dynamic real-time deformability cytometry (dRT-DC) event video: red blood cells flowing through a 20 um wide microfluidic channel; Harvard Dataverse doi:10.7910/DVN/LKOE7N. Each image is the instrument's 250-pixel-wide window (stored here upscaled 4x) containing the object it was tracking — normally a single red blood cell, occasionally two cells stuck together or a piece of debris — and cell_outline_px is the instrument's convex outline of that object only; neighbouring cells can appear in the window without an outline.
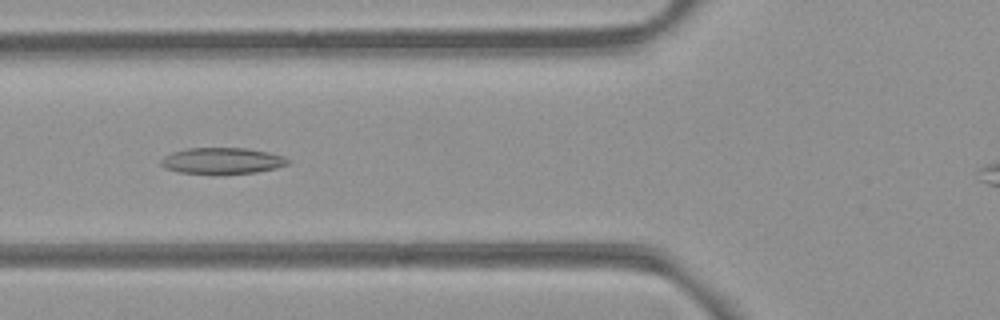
{"species": "common noctule bat (a hibernating species)", "species_latin": "Nyctalus noctula", "temperature_condition": "room temperature", "stored_images_in_passage": 47, "camera_frame_rate_fps": 3000, "um_per_image_px": 0.085, "animal": {"sex": "female", "body_mass_g": 21.9}, "frame": {"image": 1, "passage_image": 19, "time_ms": 6.0, "image_size_px": [1000, 320], "cell_outline_px": [[288, 164], [276, 168], [256, 172], [212, 176], [180, 172], [164, 168], [160, 164], [160, 160], [164, 156], [172, 152], [188, 148], [244, 148], [268, 152], [284, 156], [288, 160]], "centroid_in_image_um": [18.84, 13.7], "position_along_channel_um": 107.0, "area_um2": 19.88}}
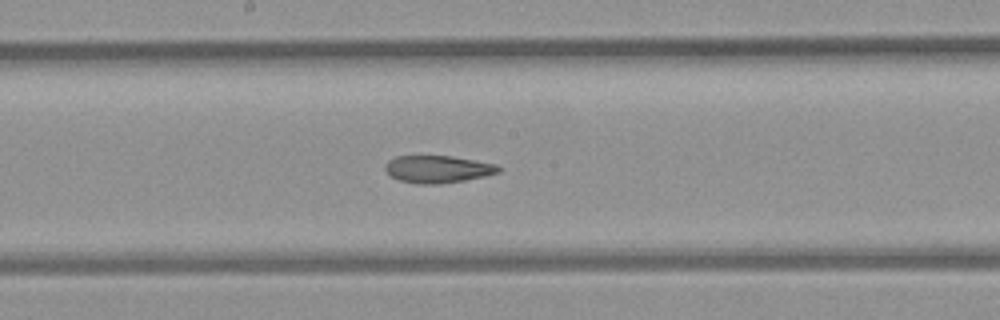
{"frame": {"image": 2, "passage_image": 27, "time_ms": 8.667, "image_size_px": [1000, 320], "cell_outline_px": [[500, 172], [484, 176], [464, 180], [440, 184], [416, 184], [400, 180], [388, 176], [384, 168], [388, 160], [396, 156], [452, 156], [496, 164], [500, 168]], "centroid_in_image_um": [37.17, 14.38], "position_along_channel_um": 211.0, "area_um2": 18.09}}
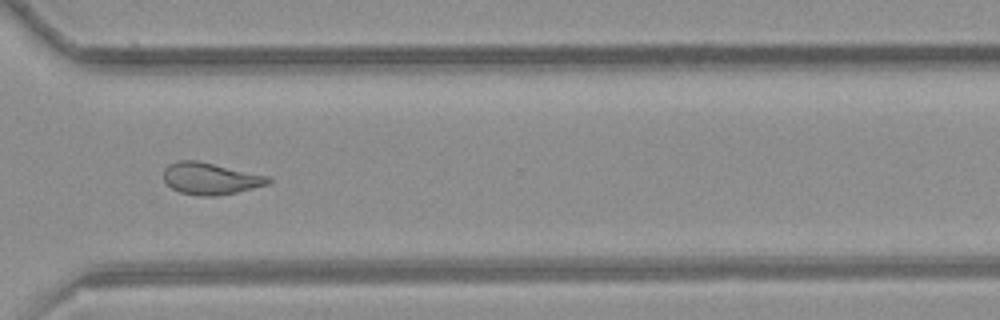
{"frame": {"image": 3, "passage_image": 38, "time_ms": 12.333, "image_size_px": [1000, 320], "cell_outline_px": [[272, 180], [268, 184], [220, 196], [200, 196], [180, 192], [172, 188], [164, 180], [164, 168], [168, 164], [176, 160], [196, 160], [268, 176]], "centroid_in_image_um": [17.85, 15.17], "position_along_channel_um": 352.7, "area_um2": 19.31}, "authors_computed_cell_mechanics": {"area_um2": 19.7676, "velocity_mm_per_s": 3.8855, "shape_relaxation_time_tau1_ms": null, "shape_relaxation_time_tau2_ms": 2.7953, "deformation_change_tau1": null, "deformation_change_tau2": 0.1065}}